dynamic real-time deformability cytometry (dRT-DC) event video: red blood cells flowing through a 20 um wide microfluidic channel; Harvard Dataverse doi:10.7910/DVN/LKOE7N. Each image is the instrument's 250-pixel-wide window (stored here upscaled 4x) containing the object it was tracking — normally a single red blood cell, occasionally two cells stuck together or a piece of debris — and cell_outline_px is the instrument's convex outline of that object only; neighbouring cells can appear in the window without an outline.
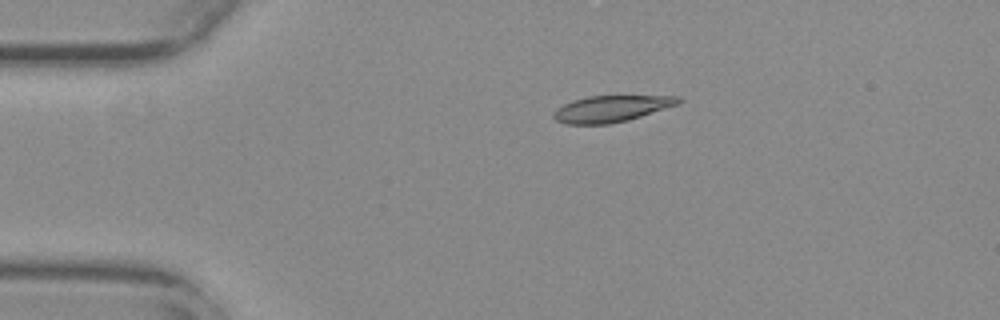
{"species": "common noctule bat (a hibernating species)", "species_latin": "Nyctalus noctula", "temperature_condition": "warm", "stored_images_in_passage": 45, "camera_frame_rate_fps": 3000, "um_per_image_px": 0.085, "animal": {"sex": "female", "body_mass_g": 29.2, "forearm_length_mm": 56.3}, "frame": {"image": 1, "passage_image": 1, "time_ms": 0.0, "image_size_px": [1000, 320], "cell_outline_px": [[684, 100], [680, 104], [628, 120], [608, 124], [564, 124], [556, 120], [552, 116], [552, 112], [556, 108], [572, 100], [588, 96], [680, 96]], "centroid_in_image_um": [51.96, 9.24], "position_along_channel_um": 33.0, "area_um2": 19.36}}
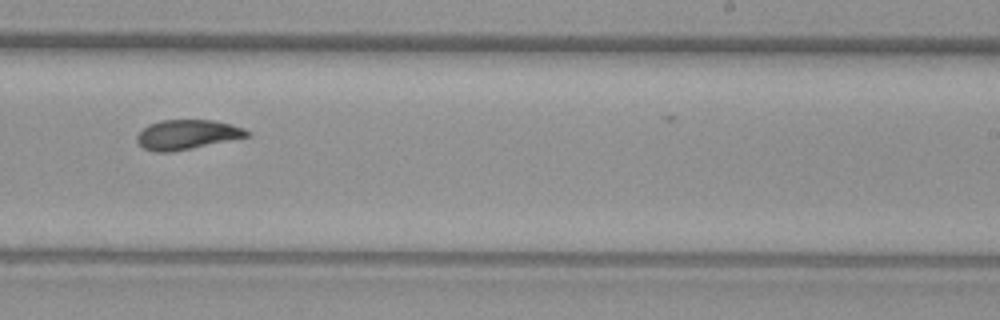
{"frame": {"image": 2, "passage_image": 24, "time_ms": 7.667, "image_size_px": [1000, 320], "cell_outline_px": [[252, 132], [248, 136], [192, 148], [172, 152], [156, 152], [144, 148], [136, 140], [136, 136], [148, 124], [160, 120], [212, 120], [232, 124], [244, 128]], "centroid_in_image_um": [15.9, 11.43], "position_along_channel_um": 273.1, "area_um2": 18.9}}
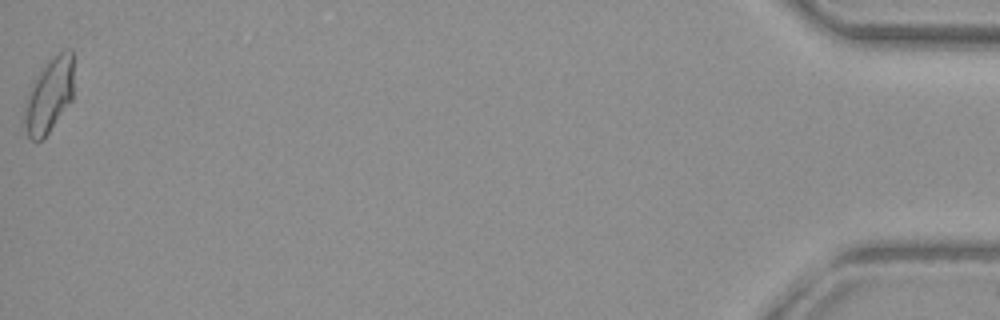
{"frame": {"image": 3, "passage_image": 45, "time_ms": 14.667, "image_size_px": [1000, 320], "cell_outline_px": [[72, 100], [48, 132], [40, 140], [32, 140], [28, 136], [24, 124], [24, 104], [32, 80], [44, 64], [52, 56], [64, 48], [72, 48]], "centroid_in_image_um": [4.15, 8.04], "position_along_channel_um": 431.0, "area_um2": 21.5}, "authors_computed_cell_mechanics": {"area_um2": 19.5942, "velocity_mm_per_s": 3.7451, "shape_relaxation_time_tau1_ms": 10.2058, "shape_relaxation_time_tau2_ms": 2.5405, "deformation_change_tau1": 0.2522, "deformation_change_tau2": 0.0759}}